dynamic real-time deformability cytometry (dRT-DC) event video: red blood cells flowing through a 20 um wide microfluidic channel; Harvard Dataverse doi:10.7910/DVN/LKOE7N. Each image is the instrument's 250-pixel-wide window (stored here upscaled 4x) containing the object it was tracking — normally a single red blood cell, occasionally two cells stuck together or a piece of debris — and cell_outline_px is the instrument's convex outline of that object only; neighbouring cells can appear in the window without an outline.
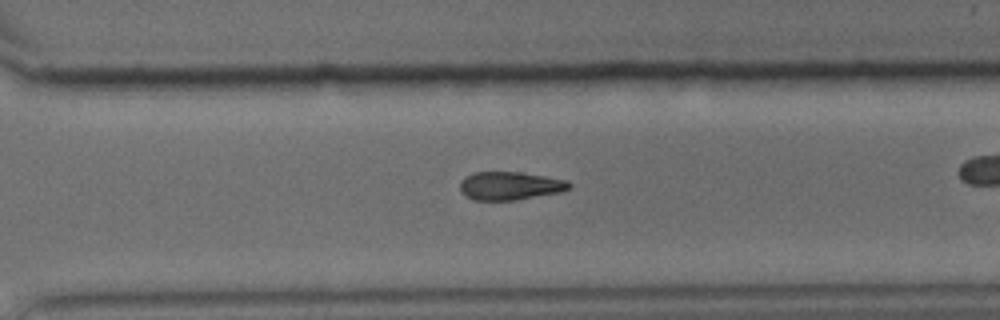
{"species": "common noctule bat (a hibernating species)", "species_latin": "Nyctalus noctula", "temperature_condition": "cold", "stored_images_in_passage": 43, "camera_frame_rate_fps": 3000, "um_per_image_px": 0.085, "animal": {"sex": "male", "body_mass_g": 15.6}, "frame": {"image": 1, "passage_image": 37, "time_ms": 12.0, "image_size_px": [1000, 320], "cell_outline_px": [[572, 184], [568, 188], [560, 192], [516, 200], [472, 200], [464, 196], [460, 192], [460, 180], [464, 176], [472, 172], [520, 172], [568, 180]], "centroid_in_image_um": [43.29, 15.79], "position_along_channel_um": 327.3, "area_um2": 18.15}}